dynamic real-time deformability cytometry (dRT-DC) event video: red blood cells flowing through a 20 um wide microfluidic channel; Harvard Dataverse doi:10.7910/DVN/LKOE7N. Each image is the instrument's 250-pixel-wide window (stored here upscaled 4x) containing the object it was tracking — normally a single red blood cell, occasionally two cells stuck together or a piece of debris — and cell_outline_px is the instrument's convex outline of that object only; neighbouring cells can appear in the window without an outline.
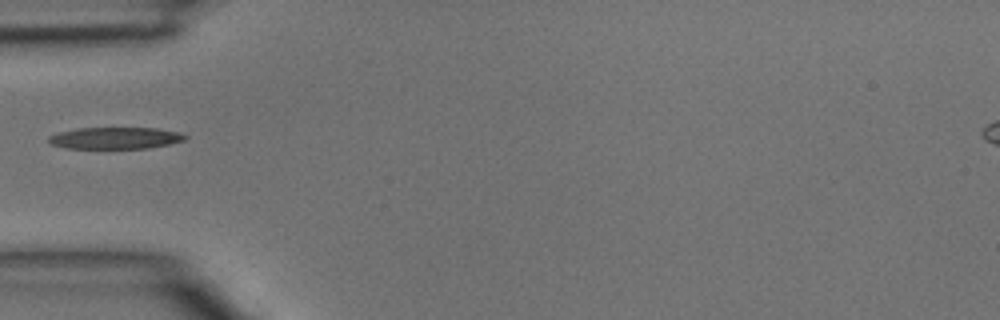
{"species": "common noctule bat (a hibernating species)", "species_latin": "Nyctalus noctula", "temperature_condition": "room temperature", "stored_images_in_passage": 1, "camera_frame_rate_fps": 3000, "um_per_image_px": 0.085, "animal": {"sex": "male", "body_mass_g": 15.6}, "frame": {"image": 1, "passage_image": 1, "time_ms": 0.0, "image_size_px": [1000, 320], "cell_outline_px": [[188, 136], [184, 140], [168, 144], [148, 148], [68, 148], [52, 144], [48, 140], [48, 136], [60, 132], [76, 128], [156, 128], [180, 132]], "centroid_in_image_um": [9.82, 11.73], "position_along_channel_um": 75.2, "area_um2": 17.11}}